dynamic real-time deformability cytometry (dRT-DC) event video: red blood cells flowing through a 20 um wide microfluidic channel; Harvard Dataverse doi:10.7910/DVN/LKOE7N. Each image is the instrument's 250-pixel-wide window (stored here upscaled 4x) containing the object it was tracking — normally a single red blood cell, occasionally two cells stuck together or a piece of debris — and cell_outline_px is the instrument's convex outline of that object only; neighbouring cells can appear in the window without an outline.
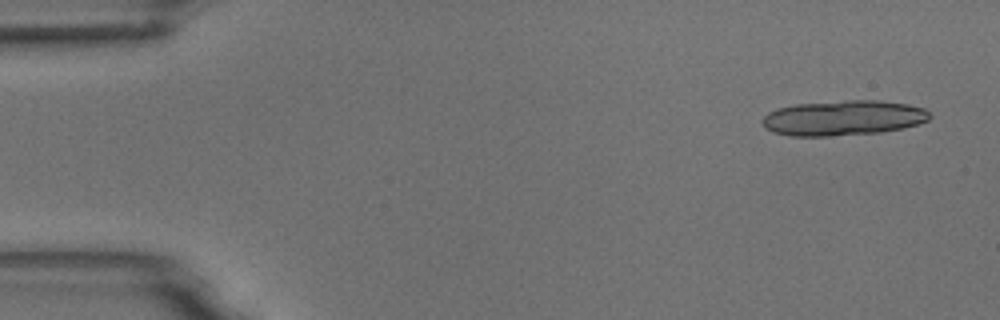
{"species": "common noctule bat (a hibernating species)", "species_latin": "Nyctalus noctula", "temperature_condition": "room temperature", "stored_images_in_passage": 4, "camera_frame_rate_fps": 3000, "um_per_image_px": 0.085, "animal": {"sex": "male", "body_mass_g": 18.8}, "frame": {"image": 1, "passage_image": 1, "time_ms": 0.0, "image_size_px": [1000, 320], "cell_outline_px": [[932, 116], [928, 120], [904, 128], [880, 132], [828, 136], [792, 136], [772, 132], [764, 128], [764, 116], [768, 112], [776, 108], [796, 104], [844, 100], [880, 100], [908, 104], [924, 108]], "centroid_in_image_um": [71.67, 10.02], "position_along_channel_um": 13.3, "area_um2": 34.33}}